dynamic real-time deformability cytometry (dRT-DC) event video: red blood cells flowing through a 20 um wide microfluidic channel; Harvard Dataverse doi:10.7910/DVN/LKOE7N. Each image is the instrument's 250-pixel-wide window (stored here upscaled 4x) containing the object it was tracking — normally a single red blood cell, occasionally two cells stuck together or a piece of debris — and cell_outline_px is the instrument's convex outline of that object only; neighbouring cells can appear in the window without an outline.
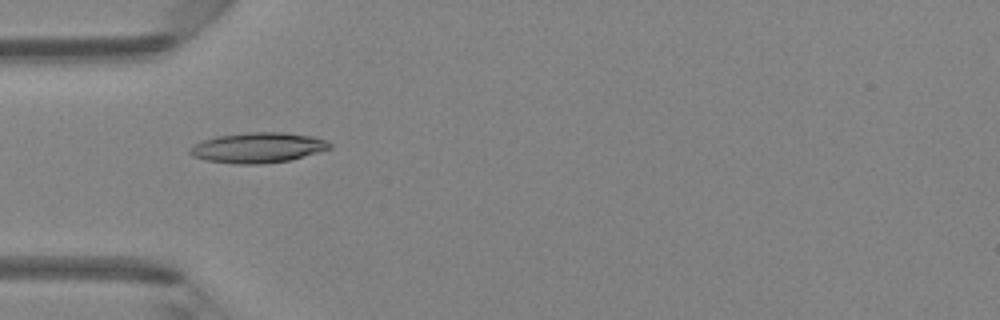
{"species": "Egyptian fruit bat (a non-hibernating species)", "species_latin": "Rousettus aegyptiacus", "temperature_condition": "room temperature", "stored_images_in_passage": 6, "camera_frame_rate_fps": 3000, "um_per_image_px": 0.085, "animal": {"sex": "female"}, "frame": {"image": 1, "passage_image": 5, "time_ms": 1.333, "image_size_px": [1000, 320], "cell_outline_px": [[332, 148], [288, 160], [264, 164], [236, 164], [204, 160], [192, 156], [188, 152], [188, 148], [204, 140], [216, 136], [244, 132], [284, 132], [316, 136], [332, 144]], "centroid_in_image_um": [21.9, 12.54], "position_along_channel_um": 63.1, "area_um2": 24.8}}
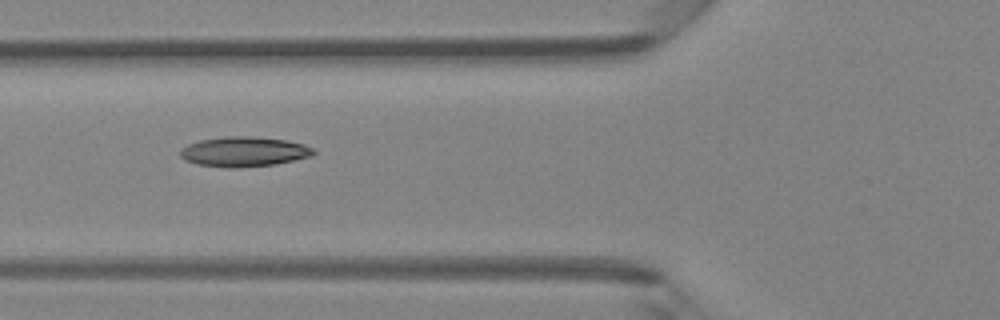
{"frame": {"image": 2, "passage_image": 6, "time_ms": 1.667, "image_size_px": [1000, 320], "cell_outline_px": [[316, 152], [312, 156], [276, 164], [236, 168], [232, 168], [196, 164], [184, 160], [180, 156], [180, 148], [188, 144], [200, 140], [228, 136], [252, 136], [284, 140], [304, 144], [312, 148]], "centroid_in_image_um": [20.72, 12.89], "position_along_channel_um": 105.1, "area_um2": 23.24}}